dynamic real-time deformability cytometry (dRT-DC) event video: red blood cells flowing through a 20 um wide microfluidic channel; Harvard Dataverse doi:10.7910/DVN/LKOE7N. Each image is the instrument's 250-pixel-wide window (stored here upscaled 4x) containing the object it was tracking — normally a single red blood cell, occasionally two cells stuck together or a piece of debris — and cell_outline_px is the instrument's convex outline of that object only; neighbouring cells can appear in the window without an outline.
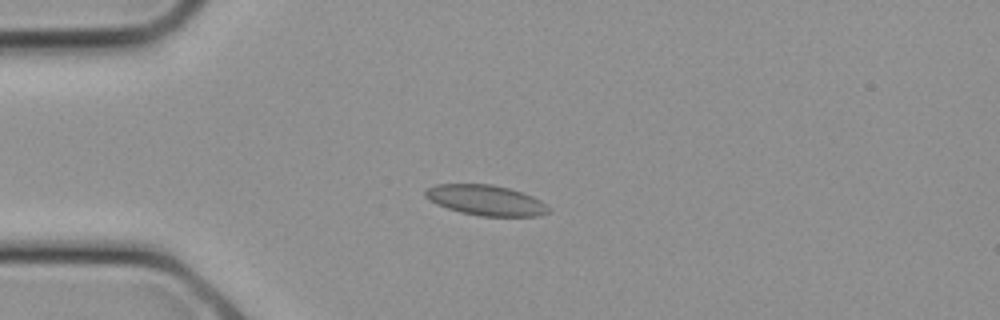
{"species": "common noctule bat (a hibernating species)", "species_latin": "Nyctalus noctula", "temperature_condition": "cold", "stored_images_in_passage": 9, "camera_frame_rate_fps": 3000, "um_per_image_px": 0.085, "animal": {"sex": "female", "body_mass_g": 21.9}, "frame": {"image": 1, "passage_image": 6, "time_ms": 1.667, "image_size_px": [1000, 320], "cell_outline_px": [[548, 212], [536, 216], [480, 216], [460, 212], [436, 204], [424, 196], [424, 192], [428, 188], [436, 184], [492, 184], [508, 188], [532, 196], [540, 200], [548, 208]], "centroid_in_image_um": [41.25, 17.01], "position_along_channel_um": 43.8, "area_um2": 21.56}}
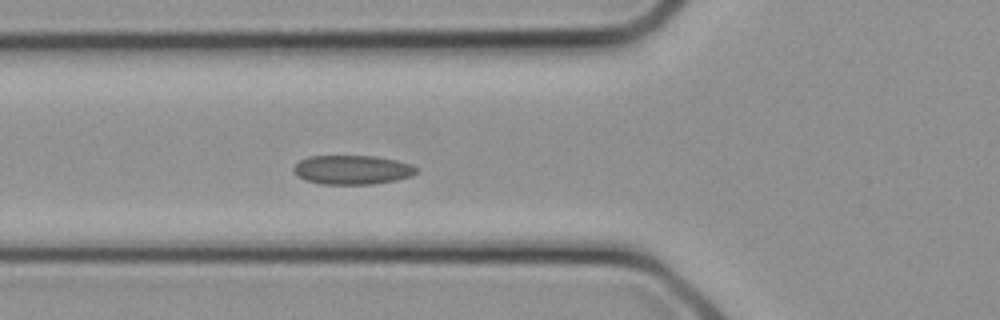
{"frame": {"image": 2, "passage_image": 9, "time_ms": 2.667, "image_size_px": [1000, 320], "cell_outline_px": [[420, 168], [412, 176], [396, 180], [372, 184], [320, 184], [304, 180], [296, 176], [292, 172], [292, 168], [300, 160], [308, 156], [376, 156], [396, 160], [412, 164]], "centroid_in_image_um": [29.93, 14.43], "position_along_channel_um": 95.9, "area_um2": 21.15}}